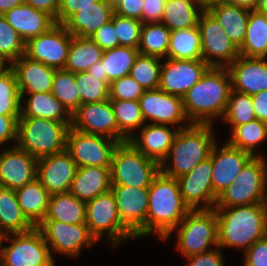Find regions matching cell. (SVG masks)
<instances>
[{"mask_svg": "<svg viewBox=\"0 0 267 266\" xmlns=\"http://www.w3.org/2000/svg\"><path fill=\"white\" fill-rule=\"evenodd\" d=\"M232 90L226 67L210 66L201 79L182 97L185 114L191 124H214L223 118Z\"/></svg>", "mask_w": 267, "mask_h": 266, "instance_id": "obj_1", "label": "cell"}, {"mask_svg": "<svg viewBox=\"0 0 267 266\" xmlns=\"http://www.w3.org/2000/svg\"><path fill=\"white\" fill-rule=\"evenodd\" d=\"M217 214L218 247L248 250L267 235V203L214 208Z\"/></svg>", "mask_w": 267, "mask_h": 266, "instance_id": "obj_2", "label": "cell"}, {"mask_svg": "<svg viewBox=\"0 0 267 266\" xmlns=\"http://www.w3.org/2000/svg\"><path fill=\"white\" fill-rule=\"evenodd\" d=\"M146 215V236L155 234L164 240L184 219L190 209L185 205L177 179L161 171L153 178Z\"/></svg>", "mask_w": 267, "mask_h": 266, "instance_id": "obj_3", "label": "cell"}, {"mask_svg": "<svg viewBox=\"0 0 267 266\" xmlns=\"http://www.w3.org/2000/svg\"><path fill=\"white\" fill-rule=\"evenodd\" d=\"M216 143L213 124H191L179 129L168 156L160 164V171L177 179L210 158Z\"/></svg>", "mask_w": 267, "mask_h": 266, "instance_id": "obj_4", "label": "cell"}, {"mask_svg": "<svg viewBox=\"0 0 267 266\" xmlns=\"http://www.w3.org/2000/svg\"><path fill=\"white\" fill-rule=\"evenodd\" d=\"M71 124L44 118L20 117L16 145L39 159L66 149Z\"/></svg>", "mask_w": 267, "mask_h": 266, "instance_id": "obj_5", "label": "cell"}, {"mask_svg": "<svg viewBox=\"0 0 267 266\" xmlns=\"http://www.w3.org/2000/svg\"><path fill=\"white\" fill-rule=\"evenodd\" d=\"M176 231V248L185 258L218 247L217 214L215 209L190 210L184 219L163 240ZM213 246V247H212Z\"/></svg>", "mask_w": 267, "mask_h": 266, "instance_id": "obj_6", "label": "cell"}, {"mask_svg": "<svg viewBox=\"0 0 267 266\" xmlns=\"http://www.w3.org/2000/svg\"><path fill=\"white\" fill-rule=\"evenodd\" d=\"M267 203V159L253 157L216 200L214 208Z\"/></svg>", "mask_w": 267, "mask_h": 266, "instance_id": "obj_7", "label": "cell"}, {"mask_svg": "<svg viewBox=\"0 0 267 266\" xmlns=\"http://www.w3.org/2000/svg\"><path fill=\"white\" fill-rule=\"evenodd\" d=\"M86 225L97 242L104 237V242L109 240L108 243L113 248L130 239H136L121 222L116 199L111 190L86 202Z\"/></svg>", "mask_w": 267, "mask_h": 266, "instance_id": "obj_8", "label": "cell"}, {"mask_svg": "<svg viewBox=\"0 0 267 266\" xmlns=\"http://www.w3.org/2000/svg\"><path fill=\"white\" fill-rule=\"evenodd\" d=\"M160 172V165L144 156L129 141L121 142L114 151L110 166L111 185L149 188Z\"/></svg>", "mask_w": 267, "mask_h": 266, "instance_id": "obj_9", "label": "cell"}, {"mask_svg": "<svg viewBox=\"0 0 267 266\" xmlns=\"http://www.w3.org/2000/svg\"><path fill=\"white\" fill-rule=\"evenodd\" d=\"M9 245H3L4 242ZM0 254L3 266H55L41 231L34 227L25 233H12L4 236Z\"/></svg>", "mask_w": 267, "mask_h": 266, "instance_id": "obj_10", "label": "cell"}, {"mask_svg": "<svg viewBox=\"0 0 267 266\" xmlns=\"http://www.w3.org/2000/svg\"><path fill=\"white\" fill-rule=\"evenodd\" d=\"M37 228L49 246L51 255L58 253L78 258L84 247L98 243L91 235L86 223L69 224L56 220H43Z\"/></svg>", "mask_w": 267, "mask_h": 266, "instance_id": "obj_11", "label": "cell"}, {"mask_svg": "<svg viewBox=\"0 0 267 266\" xmlns=\"http://www.w3.org/2000/svg\"><path fill=\"white\" fill-rule=\"evenodd\" d=\"M119 141L111 138L80 132L69 128L66 150L80 167L110 168L112 157Z\"/></svg>", "mask_w": 267, "mask_h": 266, "instance_id": "obj_12", "label": "cell"}, {"mask_svg": "<svg viewBox=\"0 0 267 266\" xmlns=\"http://www.w3.org/2000/svg\"><path fill=\"white\" fill-rule=\"evenodd\" d=\"M197 26L202 58L209 66L227 67L239 56L238 48L208 10L201 12Z\"/></svg>", "mask_w": 267, "mask_h": 266, "instance_id": "obj_13", "label": "cell"}, {"mask_svg": "<svg viewBox=\"0 0 267 266\" xmlns=\"http://www.w3.org/2000/svg\"><path fill=\"white\" fill-rule=\"evenodd\" d=\"M145 123L162 124L182 129L191 125L183 106L182 97L163 90H145L138 100ZM182 124V125H181Z\"/></svg>", "mask_w": 267, "mask_h": 266, "instance_id": "obj_14", "label": "cell"}, {"mask_svg": "<svg viewBox=\"0 0 267 266\" xmlns=\"http://www.w3.org/2000/svg\"><path fill=\"white\" fill-rule=\"evenodd\" d=\"M72 35L63 24H55L47 32L25 43V56L56 70L64 69Z\"/></svg>", "mask_w": 267, "mask_h": 266, "instance_id": "obj_15", "label": "cell"}, {"mask_svg": "<svg viewBox=\"0 0 267 266\" xmlns=\"http://www.w3.org/2000/svg\"><path fill=\"white\" fill-rule=\"evenodd\" d=\"M212 162L208 158L191 172L177 178L183 202L190 210H209L216 204L212 187Z\"/></svg>", "mask_w": 267, "mask_h": 266, "instance_id": "obj_16", "label": "cell"}, {"mask_svg": "<svg viewBox=\"0 0 267 266\" xmlns=\"http://www.w3.org/2000/svg\"><path fill=\"white\" fill-rule=\"evenodd\" d=\"M121 222L135 235L146 236V215L149 204L148 188L111 185Z\"/></svg>", "mask_w": 267, "mask_h": 266, "instance_id": "obj_17", "label": "cell"}, {"mask_svg": "<svg viewBox=\"0 0 267 266\" xmlns=\"http://www.w3.org/2000/svg\"><path fill=\"white\" fill-rule=\"evenodd\" d=\"M162 61L159 89L170 95L183 97L210 67L203 59Z\"/></svg>", "mask_w": 267, "mask_h": 266, "instance_id": "obj_18", "label": "cell"}, {"mask_svg": "<svg viewBox=\"0 0 267 266\" xmlns=\"http://www.w3.org/2000/svg\"><path fill=\"white\" fill-rule=\"evenodd\" d=\"M70 128L118 141V125L110 99L80 105L71 114Z\"/></svg>", "mask_w": 267, "mask_h": 266, "instance_id": "obj_19", "label": "cell"}, {"mask_svg": "<svg viewBox=\"0 0 267 266\" xmlns=\"http://www.w3.org/2000/svg\"><path fill=\"white\" fill-rule=\"evenodd\" d=\"M253 157L249 152L232 147L227 142L221 146L216 143L210 154L213 192L219 196Z\"/></svg>", "mask_w": 267, "mask_h": 266, "instance_id": "obj_20", "label": "cell"}, {"mask_svg": "<svg viewBox=\"0 0 267 266\" xmlns=\"http://www.w3.org/2000/svg\"><path fill=\"white\" fill-rule=\"evenodd\" d=\"M77 168L76 162L65 149L38 159L37 178L50 195L68 193Z\"/></svg>", "mask_w": 267, "mask_h": 266, "instance_id": "obj_21", "label": "cell"}, {"mask_svg": "<svg viewBox=\"0 0 267 266\" xmlns=\"http://www.w3.org/2000/svg\"><path fill=\"white\" fill-rule=\"evenodd\" d=\"M38 159L17 145L0 152V186L12 190L24 187L37 178Z\"/></svg>", "mask_w": 267, "mask_h": 266, "instance_id": "obj_22", "label": "cell"}, {"mask_svg": "<svg viewBox=\"0 0 267 266\" xmlns=\"http://www.w3.org/2000/svg\"><path fill=\"white\" fill-rule=\"evenodd\" d=\"M226 68L232 90L249 95L267 90V58L239 55Z\"/></svg>", "mask_w": 267, "mask_h": 266, "instance_id": "obj_23", "label": "cell"}, {"mask_svg": "<svg viewBox=\"0 0 267 266\" xmlns=\"http://www.w3.org/2000/svg\"><path fill=\"white\" fill-rule=\"evenodd\" d=\"M162 124L145 123L128 141L144 156L159 165L166 159L178 128Z\"/></svg>", "mask_w": 267, "mask_h": 266, "instance_id": "obj_24", "label": "cell"}, {"mask_svg": "<svg viewBox=\"0 0 267 266\" xmlns=\"http://www.w3.org/2000/svg\"><path fill=\"white\" fill-rule=\"evenodd\" d=\"M20 94L51 92L56 69L25 55L12 62Z\"/></svg>", "mask_w": 267, "mask_h": 266, "instance_id": "obj_25", "label": "cell"}, {"mask_svg": "<svg viewBox=\"0 0 267 266\" xmlns=\"http://www.w3.org/2000/svg\"><path fill=\"white\" fill-rule=\"evenodd\" d=\"M3 16L25 43L29 39L47 32L56 24L49 14L39 11L26 3L15 6Z\"/></svg>", "mask_w": 267, "mask_h": 266, "instance_id": "obj_26", "label": "cell"}, {"mask_svg": "<svg viewBox=\"0 0 267 266\" xmlns=\"http://www.w3.org/2000/svg\"><path fill=\"white\" fill-rule=\"evenodd\" d=\"M113 6L108 0L95 2V6L80 9L63 25L72 36L90 37L103 24L111 20Z\"/></svg>", "mask_w": 267, "mask_h": 266, "instance_id": "obj_27", "label": "cell"}, {"mask_svg": "<svg viewBox=\"0 0 267 266\" xmlns=\"http://www.w3.org/2000/svg\"><path fill=\"white\" fill-rule=\"evenodd\" d=\"M20 117L44 118L71 124V114L51 92L21 94Z\"/></svg>", "mask_w": 267, "mask_h": 266, "instance_id": "obj_28", "label": "cell"}, {"mask_svg": "<svg viewBox=\"0 0 267 266\" xmlns=\"http://www.w3.org/2000/svg\"><path fill=\"white\" fill-rule=\"evenodd\" d=\"M109 190H111L110 168L87 166L77 168L69 192L87 202Z\"/></svg>", "mask_w": 267, "mask_h": 266, "instance_id": "obj_29", "label": "cell"}, {"mask_svg": "<svg viewBox=\"0 0 267 266\" xmlns=\"http://www.w3.org/2000/svg\"><path fill=\"white\" fill-rule=\"evenodd\" d=\"M15 191L23 214L37 227L47 215L50 194L38 178Z\"/></svg>", "mask_w": 267, "mask_h": 266, "instance_id": "obj_30", "label": "cell"}, {"mask_svg": "<svg viewBox=\"0 0 267 266\" xmlns=\"http://www.w3.org/2000/svg\"><path fill=\"white\" fill-rule=\"evenodd\" d=\"M239 49L245 39L249 9L232 4H219L208 10Z\"/></svg>", "mask_w": 267, "mask_h": 266, "instance_id": "obj_31", "label": "cell"}, {"mask_svg": "<svg viewBox=\"0 0 267 266\" xmlns=\"http://www.w3.org/2000/svg\"><path fill=\"white\" fill-rule=\"evenodd\" d=\"M34 227L23 214L16 191L0 186V230L6 235L25 233Z\"/></svg>", "mask_w": 267, "mask_h": 266, "instance_id": "obj_32", "label": "cell"}, {"mask_svg": "<svg viewBox=\"0 0 267 266\" xmlns=\"http://www.w3.org/2000/svg\"><path fill=\"white\" fill-rule=\"evenodd\" d=\"M44 220H56L69 224L86 223V202L70 192L50 195Z\"/></svg>", "mask_w": 267, "mask_h": 266, "instance_id": "obj_33", "label": "cell"}, {"mask_svg": "<svg viewBox=\"0 0 267 266\" xmlns=\"http://www.w3.org/2000/svg\"><path fill=\"white\" fill-rule=\"evenodd\" d=\"M239 55L267 58V16L250 10L245 39L238 49Z\"/></svg>", "mask_w": 267, "mask_h": 266, "instance_id": "obj_34", "label": "cell"}, {"mask_svg": "<svg viewBox=\"0 0 267 266\" xmlns=\"http://www.w3.org/2000/svg\"><path fill=\"white\" fill-rule=\"evenodd\" d=\"M103 50L89 37L72 36L64 70L84 72L102 59Z\"/></svg>", "mask_w": 267, "mask_h": 266, "instance_id": "obj_35", "label": "cell"}, {"mask_svg": "<svg viewBox=\"0 0 267 266\" xmlns=\"http://www.w3.org/2000/svg\"><path fill=\"white\" fill-rule=\"evenodd\" d=\"M202 8L185 0H166L161 22L170 30L189 29L198 25Z\"/></svg>", "mask_w": 267, "mask_h": 266, "instance_id": "obj_36", "label": "cell"}, {"mask_svg": "<svg viewBox=\"0 0 267 266\" xmlns=\"http://www.w3.org/2000/svg\"><path fill=\"white\" fill-rule=\"evenodd\" d=\"M118 125V141H128L144 124L138 101L110 99Z\"/></svg>", "mask_w": 267, "mask_h": 266, "instance_id": "obj_37", "label": "cell"}, {"mask_svg": "<svg viewBox=\"0 0 267 266\" xmlns=\"http://www.w3.org/2000/svg\"><path fill=\"white\" fill-rule=\"evenodd\" d=\"M171 31L162 23H143L141 29L139 54L167 58Z\"/></svg>", "mask_w": 267, "mask_h": 266, "instance_id": "obj_38", "label": "cell"}, {"mask_svg": "<svg viewBox=\"0 0 267 266\" xmlns=\"http://www.w3.org/2000/svg\"><path fill=\"white\" fill-rule=\"evenodd\" d=\"M167 58L177 60L203 59L198 26L171 31Z\"/></svg>", "mask_w": 267, "mask_h": 266, "instance_id": "obj_39", "label": "cell"}, {"mask_svg": "<svg viewBox=\"0 0 267 266\" xmlns=\"http://www.w3.org/2000/svg\"><path fill=\"white\" fill-rule=\"evenodd\" d=\"M226 142L232 147L249 152L254 157L263 156L256 152V146L267 141V123L258 119L246 124L235 126Z\"/></svg>", "mask_w": 267, "mask_h": 266, "instance_id": "obj_40", "label": "cell"}, {"mask_svg": "<svg viewBox=\"0 0 267 266\" xmlns=\"http://www.w3.org/2000/svg\"><path fill=\"white\" fill-rule=\"evenodd\" d=\"M138 54V49L125 46L105 50L101 61L107 74V81L111 83L113 80L128 76Z\"/></svg>", "mask_w": 267, "mask_h": 266, "instance_id": "obj_41", "label": "cell"}, {"mask_svg": "<svg viewBox=\"0 0 267 266\" xmlns=\"http://www.w3.org/2000/svg\"><path fill=\"white\" fill-rule=\"evenodd\" d=\"M51 93L72 114L80 105L81 99L76 84V73L64 69L55 71Z\"/></svg>", "mask_w": 267, "mask_h": 266, "instance_id": "obj_42", "label": "cell"}, {"mask_svg": "<svg viewBox=\"0 0 267 266\" xmlns=\"http://www.w3.org/2000/svg\"><path fill=\"white\" fill-rule=\"evenodd\" d=\"M256 119L251 95L231 90L225 114L220 120L224 123L226 122L225 124H229L231 131L235 126H240Z\"/></svg>", "mask_w": 267, "mask_h": 266, "instance_id": "obj_43", "label": "cell"}, {"mask_svg": "<svg viewBox=\"0 0 267 266\" xmlns=\"http://www.w3.org/2000/svg\"><path fill=\"white\" fill-rule=\"evenodd\" d=\"M21 94L13 70L0 71V115L20 116Z\"/></svg>", "mask_w": 267, "mask_h": 266, "instance_id": "obj_44", "label": "cell"}, {"mask_svg": "<svg viewBox=\"0 0 267 266\" xmlns=\"http://www.w3.org/2000/svg\"><path fill=\"white\" fill-rule=\"evenodd\" d=\"M163 59L138 54L130 71V76L146 90L157 89Z\"/></svg>", "mask_w": 267, "mask_h": 266, "instance_id": "obj_45", "label": "cell"}, {"mask_svg": "<svg viewBox=\"0 0 267 266\" xmlns=\"http://www.w3.org/2000/svg\"><path fill=\"white\" fill-rule=\"evenodd\" d=\"M76 84L80 94L81 105L109 100L107 77H96L86 71L76 73Z\"/></svg>", "mask_w": 267, "mask_h": 266, "instance_id": "obj_46", "label": "cell"}, {"mask_svg": "<svg viewBox=\"0 0 267 266\" xmlns=\"http://www.w3.org/2000/svg\"><path fill=\"white\" fill-rule=\"evenodd\" d=\"M25 54V42L18 32L0 15V55L10 65Z\"/></svg>", "mask_w": 267, "mask_h": 266, "instance_id": "obj_47", "label": "cell"}, {"mask_svg": "<svg viewBox=\"0 0 267 266\" xmlns=\"http://www.w3.org/2000/svg\"><path fill=\"white\" fill-rule=\"evenodd\" d=\"M142 25L140 20L115 15V30L119 46L138 49Z\"/></svg>", "mask_w": 267, "mask_h": 266, "instance_id": "obj_48", "label": "cell"}, {"mask_svg": "<svg viewBox=\"0 0 267 266\" xmlns=\"http://www.w3.org/2000/svg\"><path fill=\"white\" fill-rule=\"evenodd\" d=\"M130 75L113 80L109 86V99L138 101L145 92Z\"/></svg>", "mask_w": 267, "mask_h": 266, "instance_id": "obj_49", "label": "cell"}, {"mask_svg": "<svg viewBox=\"0 0 267 266\" xmlns=\"http://www.w3.org/2000/svg\"><path fill=\"white\" fill-rule=\"evenodd\" d=\"M103 51L119 46V39L115 30V14L111 20L103 24L94 34L89 37Z\"/></svg>", "mask_w": 267, "mask_h": 266, "instance_id": "obj_50", "label": "cell"}, {"mask_svg": "<svg viewBox=\"0 0 267 266\" xmlns=\"http://www.w3.org/2000/svg\"><path fill=\"white\" fill-rule=\"evenodd\" d=\"M243 266H267V235L243 253Z\"/></svg>", "mask_w": 267, "mask_h": 266, "instance_id": "obj_51", "label": "cell"}, {"mask_svg": "<svg viewBox=\"0 0 267 266\" xmlns=\"http://www.w3.org/2000/svg\"><path fill=\"white\" fill-rule=\"evenodd\" d=\"M100 0H59L57 24H64L74 13L82 8L95 6Z\"/></svg>", "mask_w": 267, "mask_h": 266, "instance_id": "obj_52", "label": "cell"}, {"mask_svg": "<svg viewBox=\"0 0 267 266\" xmlns=\"http://www.w3.org/2000/svg\"><path fill=\"white\" fill-rule=\"evenodd\" d=\"M222 249L216 247L207 252L187 257L186 266H225Z\"/></svg>", "mask_w": 267, "mask_h": 266, "instance_id": "obj_53", "label": "cell"}, {"mask_svg": "<svg viewBox=\"0 0 267 266\" xmlns=\"http://www.w3.org/2000/svg\"><path fill=\"white\" fill-rule=\"evenodd\" d=\"M19 118L20 116L0 115V148L8 142L16 145Z\"/></svg>", "mask_w": 267, "mask_h": 266, "instance_id": "obj_54", "label": "cell"}, {"mask_svg": "<svg viewBox=\"0 0 267 266\" xmlns=\"http://www.w3.org/2000/svg\"><path fill=\"white\" fill-rule=\"evenodd\" d=\"M143 4L144 0H120L113 8L114 14L140 20L142 22Z\"/></svg>", "mask_w": 267, "mask_h": 266, "instance_id": "obj_55", "label": "cell"}, {"mask_svg": "<svg viewBox=\"0 0 267 266\" xmlns=\"http://www.w3.org/2000/svg\"><path fill=\"white\" fill-rule=\"evenodd\" d=\"M166 0H144L142 23L161 22Z\"/></svg>", "mask_w": 267, "mask_h": 266, "instance_id": "obj_56", "label": "cell"}, {"mask_svg": "<svg viewBox=\"0 0 267 266\" xmlns=\"http://www.w3.org/2000/svg\"><path fill=\"white\" fill-rule=\"evenodd\" d=\"M24 3L49 14L56 22L59 9V0H24Z\"/></svg>", "mask_w": 267, "mask_h": 266, "instance_id": "obj_57", "label": "cell"}, {"mask_svg": "<svg viewBox=\"0 0 267 266\" xmlns=\"http://www.w3.org/2000/svg\"><path fill=\"white\" fill-rule=\"evenodd\" d=\"M256 118L267 123V90L251 95Z\"/></svg>", "mask_w": 267, "mask_h": 266, "instance_id": "obj_58", "label": "cell"}, {"mask_svg": "<svg viewBox=\"0 0 267 266\" xmlns=\"http://www.w3.org/2000/svg\"><path fill=\"white\" fill-rule=\"evenodd\" d=\"M23 3L24 0H0V15H4L15 6L21 5Z\"/></svg>", "mask_w": 267, "mask_h": 266, "instance_id": "obj_59", "label": "cell"}, {"mask_svg": "<svg viewBox=\"0 0 267 266\" xmlns=\"http://www.w3.org/2000/svg\"><path fill=\"white\" fill-rule=\"evenodd\" d=\"M260 0H228V4L240 6L249 10H254Z\"/></svg>", "mask_w": 267, "mask_h": 266, "instance_id": "obj_60", "label": "cell"}, {"mask_svg": "<svg viewBox=\"0 0 267 266\" xmlns=\"http://www.w3.org/2000/svg\"><path fill=\"white\" fill-rule=\"evenodd\" d=\"M86 72L96 77H107L106 72H104L103 63L101 60L90 66V68L86 70Z\"/></svg>", "mask_w": 267, "mask_h": 266, "instance_id": "obj_61", "label": "cell"}, {"mask_svg": "<svg viewBox=\"0 0 267 266\" xmlns=\"http://www.w3.org/2000/svg\"><path fill=\"white\" fill-rule=\"evenodd\" d=\"M226 3L228 0H202V10H209L213 6Z\"/></svg>", "mask_w": 267, "mask_h": 266, "instance_id": "obj_62", "label": "cell"}, {"mask_svg": "<svg viewBox=\"0 0 267 266\" xmlns=\"http://www.w3.org/2000/svg\"><path fill=\"white\" fill-rule=\"evenodd\" d=\"M255 10L267 16V0H260Z\"/></svg>", "mask_w": 267, "mask_h": 266, "instance_id": "obj_63", "label": "cell"}, {"mask_svg": "<svg viewBox=\"0 0 267 266\" xmlns=\"http://www.w3.org/2000/svg\"><path fill=\"white\" fill-rule=\"evenodd\" d=\"M7 64L8 63L0 55V71L7 69L9 67V65H7Z\"/></svg>", "mask_w": 267, "mask_h": 266, "instance_id": "obj_64", "label": "cell"}, {"mask_svg": "<svg viewBox=\"0 0 267 266\" xmlns=\"http://www.w3.org/2000/svg\"><path fill=\"white\" fill-rule=\"evenodd\" d=\"M185 1L197 4L202 8V0H185Z\"/></svg>", "mask_w": 267, "mask_h": 266, "instance_id": "obj_65", "label": "cell"}, {"mask_svg": "<svg viewBox=\"0 0 267 266\" xmlns=\"http://www.w3.org/2000/svg\"><path fill=\"white\" fill-rule=\"evenodd\" d=\"M4 236L5 234L0 230V254H1V248H2Z\"/></svg>", "mask_w": 267, "mask_h": 266, "instance_id": "obj_66", "label": "cell"}, {"mask_svg": "<svg viewBox=\"0 0 267 266\" xmlns=\"http://www.w3.org/2000/svg\"><path fill=\"white\" fill-rule=\"evenodd\" d=\"M113 8L120 2V0H108Z\"/></svg>", "mask_w": 267, "mask_h": 266, "instance_id": "obj_67", "label": "cell"}]
</instances>
